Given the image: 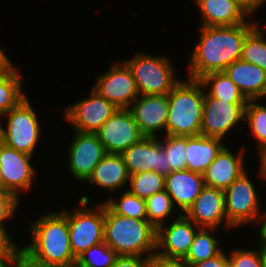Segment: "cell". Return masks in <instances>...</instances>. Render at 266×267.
I'll return each instance as SVG.
<instances>
[{"label": "cell", "mask_w": 266, "mask_h": 267, "mask_svg": "<svg viewBox=\"0 0 266 267\" xmlns=\"http://www.w3.org/2000/svg\"><path fill=\"white\" fill-rule=\"evenodd\" d=\"M246 22L233 26H204L190 61V79L199 80L212 72H223L241 59L246 36L258 23Z\"/></svg>", "instance_id": "cell-1"}, {"label": "cell", "mask_w": 266, "mask_h": 267, "mask_svg": "<svg viewBox=\"0 0 266 267\" xmlns=\"http://www.w3.org/2000/svg\"><path fill=\"white\" fill-rule=\"evenodd\" d=\"M31 244L21 248L19 261L76 264L69 237L67 211L48 213L31 225Z\"/></svg>", "instance_id": "cell-2"}, {"label": "cell", "mask_w": 266, "mask_h": 267, "mask_svg": "<svg viewBox=\"0 0 266 267\" xmlns=\"http://www.w3.org/2000/svg\"><path fill=\"white\" fill-rule=\"evenodd\" d=\"M104 215V242L117 255L155 257L157 229L148 220L118 215L105 203Z\"/></svg>", "instance_id": "cell-3"}, {"label": "cell", "mask_w": 266, "mask_h": 267, "mask_svg": "<svg viewBox=\"0 0 266 267\" xmlns=\"http://www.w3.org/2000/svg\"><path fill=\"white\" fill-rule=\"evenodd\" d=\"M204 97L203 85L199 80L180 81L168 93L166 135H200Z\"/></svg>", "instance_id": "cell-4"}, {"label": "cell", "mask_w": 266, "mask_h": 267, "mask_svg": "<svg viewBox=\"0 0 266 267\" xmlns=\"http://www.w3.org/2000/svg\"><path fill=\"white\" fill-rule=\"evenodd\" d=\"M130 69L140 95H167L179 82L169 59L137 54L123 61Z\"/></svg>", "instance_id": "cell-5"}, {"label": "cell", "mask_w": 266, "mask_h": 267, "mask_svg": "<svg viewBox=\"0 0 266 267\" xmlns=\"http://www.w3.org/2000/svg\"><path fill=\"white\" fill-rule=\"evenodd\" d=\"M88 201L87 196H82L80 205L84 208L67 212L70 244L76 259L91 246L104 242V203L95 210L85 207Z\"/></svg>", "instance_id": "cell-6"}, {"label": "cell", "mask_w": 266, "mask_h": 267, "mask_svg": "<svg viewBox=\"0 0 266 267\" xmlns=\"http://www.w3.org/2000/svg\"><path fill=\"white\" fill-rule=\"evenodd\" d=\"M4 115H8V121L6 129L0 125V141L17 151L32 155L41 127L27 97Z\"/></svg>", "instance_id": "cell-7"}, {"label": "cell", "mask_w": 266, "mask_h": 267, "mask_svg": "<svg viewBox=\"0 0 266 267\" xmlns=\"http://www.w3.org/2000/svg\"><path fill=\"white\" fill-rule=\"evenodd\" d=\"M254 185L243 173L224 190L227 221L235 228L238 225L261 220L259 197Z\"/></svg>", "instance_id": "cell-8"}, {"label": "cell", "mask_w": 266, "mask_h": 267, "mask_svg": "<svg viewBox=\"0 0 266 267\" xmlns=\"http://www.w3.org/2000/svg\"><path fill=\"white\" fill-rule=\"evenodd\" d=\"M248 102H228L205 93L201 135L223 139L225 134L244 119Z\"/></svg>", "instance_id": "cell-9"}, {"label": "cell", "mask_w": 266, "mask_h": 267, "mask_svg": "<svg viewBox=\"0 0 266 267\" xmlns=\"http://www.w3.org/2000/svg\"><path fill=\"white\" fill-rule=\"evenodd\" d=\"M163 223L157 228L155 257L182 261L188 254L197 232L195 225L186 215H180L168 227ZM195 226V227H194ZM161 248L165 251L160 252Z\"/></svg>", "instance_id": "cell-10"}, {"label": "cell", "mask_w": 266, "mask_h": 267, "mask_svg": "<svg viewBox=\"0 0 266 267\" xmlns=\"http://www.w3.org/2000/svg\"><path fill=\"white\" fill-rule=\"evenodd\" d=\"M95 134L108 154H122L143 138L129 109H117Z\"/></svg>", "instance_id": "cell-11"}, {"label": "cell", "mask_w": 266, "mask_h": 267, "mask_svg": "<svg viewBox=\"0 0 266 267\" xmlns=\"http://www.w3.org/2000/svg\"><path fill=\"white\" fill-rule=\"evenodd\" d=\"M117 109L92 88L89 98L68 107L65 114L77 132L96 133Z\"/></svg>", "instance_id": "cell-12"}, {"label": "cell", "mask_w": 266, "mask_h": 267, "mask_svg": "<svg viewBox=\"0 0 266 267\" xmlns=\"http://www.w3.org/2000/svg\"><path fill=\"white\" fill-rule=\"evenodd\" d=\"M92 88L118 109H129L130 103L139 97L135 80L124 62L113 64L108 72L97 77Z\"/></svg>", "instance_id": "cell-13"}, {"label": "cell", "mask_w": 266, "mask_h": 267, "mask_svg": "<svg viewBox=\"0 0 266 267\" xmlns=\"http://www.w3.org/2000/svg\"><path fill=\"white\" fill-rule=\"evenodd\" d=\"M121 155L130 176L147 171H155L164 177L171 173L158 138L143 137Z\"/></svg>", "instance_id": "cell-14"}, {"label": "cell", "mask_w": 266, "mask_h": 267, "mask_svg": "<svg viewBox=\"0 0 266 267\" xmlns=\"http://www.w3.org/2000/svg\"><path fill=\"white\" fill-rule=\"evenodd\" d=\"M31 158V155L17 151L0 141V168L4 191H9L18 198L21 190L30 189L35 174V169L30 164Z\"/></svg>", "instance_id": "cell-15"}, {"label": "cell", "mask_w": 266, "mask_h": 267, "mask_svg": "<svg viewBox=\"0 0 266 267\" xmlns=\"http://www.w3.org/2000/svg\"><path fill=\"white\" fill-rule=\"evenodd\" d=\"M71 174L80 181H86L94 168L107 154L95 133L75 132L69 149Z\"/></svg>", "instance_id": "cell-16"}, {"label": "cell", "mask_w": 266, "mask_h": 267, "mask_svg": "<svg viewBox=\"0 0 266 267\" xmlns=\"http://www.w3.org/2000/svg\"><path fill=\"white\" fill-rule=\"evenodd\" d=\"M129 110L132 113L138 129L143 137L156 138V131L166 130L168 119L167 95H140Z\"/></svg>", "instance_id": "cell-17"}, {"label": "cell", "mask_w": 266, "mask_h": 267, "mask_svg": "<svg viewBox=\"0 0 266 267\" xmlns=\"http://www.w3.org/2000/svg\"><path fill=\"white\" fill-rule=\"evenodd\" d=\"M185 215L199 227L217 228L226 220L227 228H233L226 218L224 190L214 187L205 185Z\"/></svg>", "instance_id": "cell-18"}, {"label": "cell", "mask_w": 266, "mask_h": 267, "mask_svg": "<svg viewBox=\"0 0 266 267\" xmlns=\"http://www.w3.org/2000/svg\"><path fill=\"white\" fill-rule=\"evenodd\" d=\"M204 26H233L246 23V15L254 11L244 0H196Z\"/></svg>", "instance_id": "cell-19"}, {"label": "cell", "mask_w": 266, "mask_h": 267, "mask_svg": "<svg viewBox=\"0 0 266 267\" xmlns=\"http://www.w3.org/2000/svg\"><path fill=\"white\" fill-rule=\"evenodd\" d=\"M205 186L203 174L187 169L172 171L165 177V190L184 214L193 205Z\"/></svg>", "instance_id": "cell-20"}, {"label": "cell", "mask_w": 266, "mask_h": 267, "mask_svg": "<svg viewBox=\"0 0 266 267\" xmlns=\"http://www.w3.org/2000/svg\"><path fill=\"white\" fill-rule=\"evenodd\" d=\"M238 155H233L225 146L215 160L203 173L204 184L221 190L232 184L237 178L245 173L243 154L241 149Z\"/></svg>", "instance_id": "cell-21"}, {"label": "cell", "mask_w": 266, "mask_h": 267, "mask_svg": "<svg viewBox=\"0 0 266 267\" xmlns=\"http://www.w3.org/2000/svg\"><path fill=\"white\" fill-rule=\"evenodd\" d=\"M240 89L247 100L266 97V71L250 62L238 59L223 71Z\"/></svg>", "instance_id": "cell-22"}, {"label": "cell", "mask_w": 266, "mask_h": 267, "mask_svg": "<svg viewBox=\"0 0 266 267\" xmlns=\"http://www.w3.org/2000/svg\"><path fill=\"white\" fill-rule=\"evenodd\" d=\"M129 179L123 156L107 153L86 181L114 192L129 182Z\"/></svg>", "instance_id": "cell-23"}, {"label": "cell", "mask_w": 266, "mask_h": 267, "mask_svg": "<svg viewBox=\"0 0 266 267\" xmlns=\"http://www.w3.org/2000/svg\"><path fill=\"white\" fill-rule=\"evenodd\" d=\"M221 139L196 135L187 137L186 169L203 174L225 147Z\"/></svg>", "instance_id": "cell-24"}, {"label": "cell", "mask_w": 266, "mask_h": 267, "mask_svg": "<svg viewBox=\"0 0 266 267\" xmlns=\"http://www.w3.org/2000/svg\"><path fill=\"white\" fill-rule=\"evenodd\" d=\"M12 65L10 63L6 68L0 70V117L27 97L20 91L21 77Z\"/></svg>", "instance_id": "cell-25"}, {"label": "cell", "mask_w": 266, "mask_h": 267, "mask_svg": "<svg viewBox=\"0 0 266 267\" xmlns=\"http://www.w3.org/2000/svg\"><path fill=\"white\" fill-rule=\"evenodd\" d=\"M204 88L212 84L209 97L228 102H248L236 84L224 72H212L199 79ZM212 82V83H211Z\"/></svg>", "instance_id": "cell-26"}, {"label": "cell", "mask_w": 266, "mask_h": 267, "mask_svg": "<svg viewBox=\"0 0 266 267\" xmlns=\"http://www.w3.org/2000/svg\"><path fill=\"white\" fill-rule=\"evenodd\" d=\"M216 228H197L187 256L182 260L190 266L219 255L223 250L218 247V239L210 231ZM210 232V233H209Z\"/></svg>", "instance_id": "cell-27"}, {"label": "cell", "mask_w": 266, "mask_h": 267, "mask_svg": "<svg viewBox=\"0 0 266 267\" xmlns=\"http://www.w3.org/2000/svg\"><path fill=\"white\" fill-rule=\"evenodd\" d=\"M265 32L258 25L246 36L242 48L241 59L259 66L266 71V39Z\"/></svg>", "instance_id": "cell-28"}, {"label": "cell", "mask_w": 266, "mask_h": 267, "mask_svg": "<svg viewBox=\"0 0 266 267\" xmlns=\"http://www.w3.org/2000/svg\"><path fill=\"white\" fill-rule=\"evenodd\" d=\"M131 189L135 196L147 199L165 189V177L155 171H147L130 176Z\"/></svg>", "instance_id": "cell-29"}, {"label": "cell", "mask_w": 266, "mask_h": 267, "mask_svg": "<svg viewBox=\"0 0 266 267\" xmlns=\"http://www.w3.org/2000/svg\"><path fill=\"white\" fill-rule=\"evenodd\" d=\"M109 199L104 203L114 213L138 220H147L146 200L135 196L129 190L124 192L117 202L112 198Z\"/></svg>", "instance_id": "cell-30"}, {"label": "cell", "mask_w": 266, "mask_h": 267, "mask_svg": "<svg viewBox=\"0 0 266 267\" xmlns=\"http://www.w3.org/2000/svg\"><path fill=\"white\" fill-rule=\"evenodd\" d=\"M244 120H249L251 133L258 140L259 154L266 149V106L248 100L244 110Z\"/></svg>", "instance_id": "cell-31"}, {"label": "cell", "mask_w": 266, "mask_h": 267, "mask_svg": "<svg viewBox=\"0 0 266 267\" xmlns=\"http://www.w3.org/2000/svg\"><path fill=\"white\" fill-rule=\"evenodd\" d=\"M161 146L166 153L167 167L171 172L186 169L187 137L166 135Z\"/></svg>", "instance_id": "cell-32"}, {"label": "cell", "mask_w": 266, "mask_h": 267, "mask_svg": "<svg viewBox=\"0 0 266 267\" xmlns=\"http://www.w3.org/2000/svg\"><path fill=\"white\" fill-rule=\"evenodd\" d=\"M173 207L172 198L165 189L157 192L146 199L147 220L157 229L172 211H176Z\"/></svg>", "instance_id": "cell-33"}, {"label": "cell", "mask_w": 266, "mask_h": 267, "mask_svg": "<svg viewBox=\"0 0 266 267\" xmlns=\"http://www.w3.org/2000/svg\"><path fill=\"white\" fill-rule=\"evenodd\" d=\"M118 255L105 242L91 246L76 260V267H111Z\"/></svg>", "instance_id": "cell-34"}, {"label": "cell", "mask_w": 266, "mask_h": 267, "mask_svg": "<svg viewBox=\"0 0 266 267\" xmlns=\"http://www.w3.org/2000/svg\"><path fill=\"white\" fill-rule=\"evenodd\" d=\"M260 245V249L255 250H232L229 258L230 267H262L264 257L266 256V248Z\"/></svg>", "instance_id": "cell-35"}, {"label": "cell", "mask_w": 266, "mask_h": 267, "mask_svg": "<svg viewBox=\"0 0 266 267\" xmlns=\"http://www.w3.org/2000/svg\"><path fill=\"white\" fill-rule=\"evenodd\" d=\"M19 198L9 191H0V238L3 241H12L11 236L6 232L4 220L14 216Z\"/></svg>", "instance_id": "cell-36"}, {"label": "cell", "mask_w": 266, "mask_h": 267, "mask_svg": "<svg viewBox=\"0 0 266 267\" xmlns=\"http://www.w3.org/2000/svg\"><path fill=\"white\" fill-rule=\"evenodd\" d=\"M13 241L0 243V267H19L21 248Z\"/></svg>", "instance_id": "cell-37"}, {"label": "cell", "mask_w": 266, "mask_h": 267, "mask_svg": "<svg viewBox=\"0 0 266 267\" xmlns=\"http://www.w3.org/2000/svg\"><path fill=\"white\" fill-rule=\"evenodd\" d=\"M154 257L118 255L111 267H151Z\"/></svg>", "instance_id": "cell-38"}, {"label": "cell", "mask_w": 266, "mask_h": 267, "mask_svg": "<svg viewBox=\"0 0 266 267\" xmlns=\"http://www.w3.org/2000/svg\"><path fill=\"white\" fill-rule=\"evenodd\" d=\"M192 267H230V264L228 256L223 251L215 257L194 264Z\"/></svg>", "instance_id": "cell-39"}, {"label": "cell", "mask_w": 266, "mask_h": 267, "mask_svg": "<svg viewBox=\"0 0 266 267\" xmlns=\"http://www.w3.org/2000/svg\"><path fill=\"white\" fill-rule=\"evenodd\" d=\"M151 267H192V266L180 260H165L154 257Z\"/></svg>", "instance_id": "cell-40"}, {"label": "cell", "mask_w": 266, "mask_h": 267, "mask_svg": "<svg viewBox=\"0 0 266 267\" xmlns=\"http://www.w3.org/2000/svg\"><path fill=\"white\" fill-rule=\"evenodd\" d=\"M19 267H76V264L64 265L39 261H19Z\"/></svg>", "instance_id": "cell-41"}, {"label": "cell", "mask_w": 266, "mask_h": 267, "mask_svg": "<svg viewBox=\"0 0 266 267\" xmlns=\"http://www.w3.org/2000/svg\"><path fill=\"white\" fill-rule=\"evenodd\" d=\"M261 228H260V233L259 236L261 237V243L265 248H266V213H263L261 215Z\"/></svg>", "instance_id": "cell-42"}, {"label": "cell", "mask_w": 266, "mask_h": 267, "mask_svg": "<svg viewBox=\"0 0 266 267\" xmlns=\"http://www.w3.org/2000/svg\"><path fill=\"white\" fill-rule=\"evenodd\" d=\"M260 155V176L266 179V149Z\"/></svg>", "instance_id": "cell-43"}, {"label": "cell", "mask_w": 266, "mask_h": 267, "mask_svg": "<svg viewBox=\"0 0 266 267\" xmlns=\"http://www.w3.org/2000/svg\"><path fill=\"white\" fill-rule=\"evenodd\" d=\"M11 63L10 59L4 53V50L0 48V70L6 68Z\"/></svg>", "instance_id": "cell-44"}, {"label": "cell", "mask_w": 266, "mask_h": 267, "mask_svg": "<svg viewBox=\"0 0 266 267\" xmlns=\"http://www.w3.org/2000/svg\"><path fill=\"white\" fill-rule=\"evenodd\" d=\"M244 1L255 12V10H257L258 7H260V5H262V3L265 2L266 0H244Z\"/></svg>", "instance_id": "cell-45"}, {"label": "cell", "mask_w": 266, "mask_h": 267, "mask_svg": "<svg viewBox=\"0 0 266 267\" xmlns=\"http://www.w3.org/2000/svg\"><path fill=\"white\" fill-rule=\"evenodd\" d=\"M0 191H4V182H3L1 168H0Z\"/></svg>", "instance_id": "cell-46"}, {"label": "cell", "mask_w": 266, "mask_h": 267, "mask_svg": "<svg viewBox=\"0 0 266 267\" xmlns=\"http://www.w3.org/2000/svg\"><path fill=\"white\" fill-rule=\"evenodd\" d=\"M262 267H266V256L264 257V261L262 263Z\"/></svg>", "instance_id": "cell-47"}]
</instances>
